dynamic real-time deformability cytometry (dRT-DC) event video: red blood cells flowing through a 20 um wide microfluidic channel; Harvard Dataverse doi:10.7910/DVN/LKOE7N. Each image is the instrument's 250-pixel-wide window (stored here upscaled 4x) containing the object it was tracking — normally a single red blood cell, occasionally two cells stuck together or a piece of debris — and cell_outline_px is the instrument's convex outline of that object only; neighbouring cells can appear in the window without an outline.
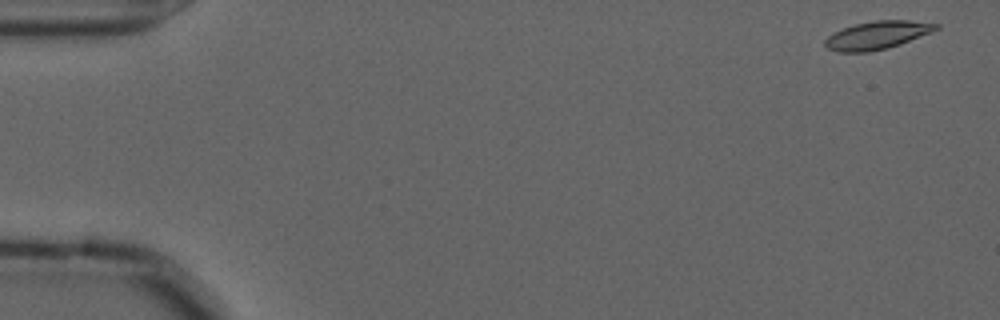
{"species": "common noctule bat (a hibernating species)", "species_latin": "Nyctalus noctula", "temperature_condition": "cold", "stored_images_in_passage": 55, "camera_frame_rate_fps": 3000, "um_per_image_px": 0.085, "animal": {"sex": "male", "forearm_length_mm": 52.5}, "frame": {"image": 1, "passage_image": 1, "time_ms": 0.0, "image_size_px": [1000, 320], "cell_outline_px": [[940, 28], [932, 32], [900, 44], [888, 48], [868, 52], [840, 52], [828, 48], [824, 44], [824, 40], [828, 36], [844, 28], [856, 24], [872, 20], [908, 20], [940, 24]], "centroid_in_image_um": [74.59, 2.99], "position_along_channel_um": 10.4, "area_um2": 18.03}}
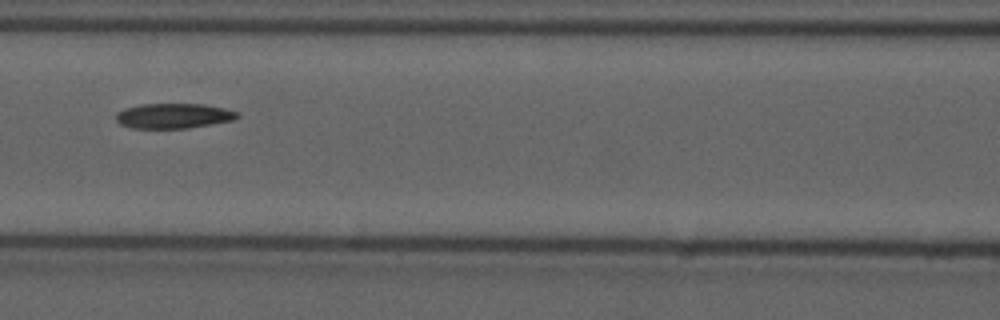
{"frame": {"image": 2, "passage_image": 24, "time_ms": 7.667, "image_size_px": [1000, 320], "cell_outline_px": [[240, 116], [232, 120], [188, 128], [132, 128], [120, 124], [116, 120], [116, 112], [124, 108], [140, 104], [204, 104], [224, 108], [240, 112]], "centroid_in_image_um": [14.74, 9.84], "position_along_channel_um": 151.9, "area_um2": 17.74}}
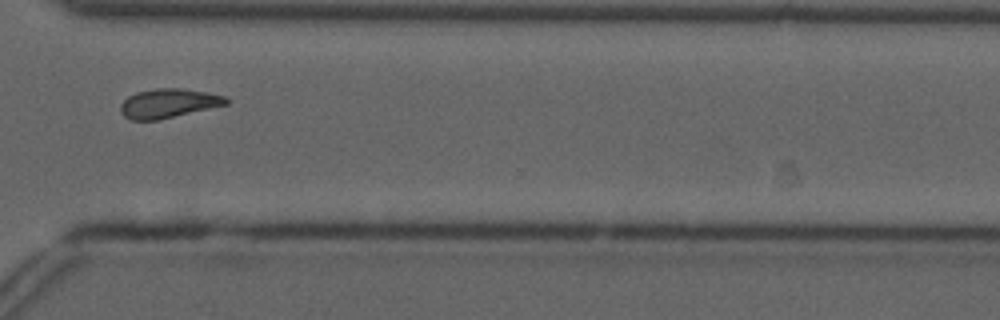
{"frame": {"image": 3, "passage_image": 41, "time_ms": 13.333, "image_size_px": [1000, 320], "cell_outline_px": [[228, 104], [160, 120], [132, 120], [124, 116], [120, 112], [120, 104], [128, 96], [136, 92], [156, 88], [180, 88], [208, 92], [224, 96], [228, 100]], "centroid_in_image_um": [14.3, 8.78], "position_along_channel_um": 356.3, "area_um2": 18.03}, "authors_computed_cell_mechanics": {"area_um2": 18.0336, "velocity_mm_per_s": 3.6143, "shape_relaxation_time_tau1_ms": null, "shape_relaxation_time_tau2_ms": 5.7997, "deformation_change_tau1": null, "deformation_change_tau2": 0.1308}}